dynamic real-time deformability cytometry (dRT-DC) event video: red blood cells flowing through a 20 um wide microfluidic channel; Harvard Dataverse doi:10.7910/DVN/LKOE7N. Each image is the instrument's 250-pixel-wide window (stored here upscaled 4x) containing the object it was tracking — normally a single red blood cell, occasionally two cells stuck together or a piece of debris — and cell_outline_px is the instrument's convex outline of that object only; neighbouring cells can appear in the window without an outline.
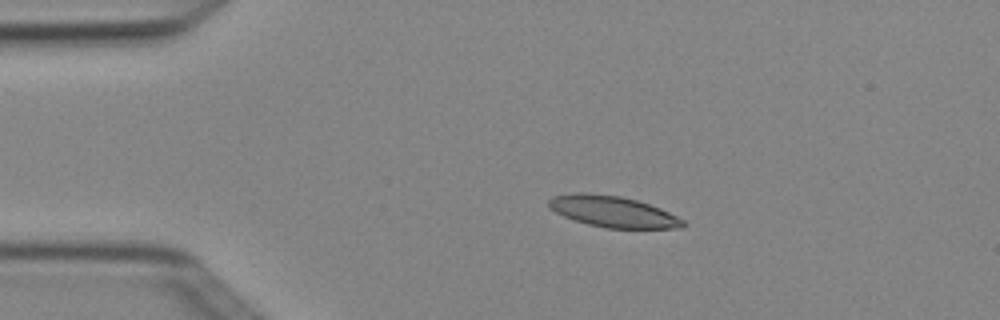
{"species": "Egyptian fruit bat (a non-hibernating species)", "species_latin": "Rousettus aegyptiacus", "temperature_condition": "cold", "stored_images_in_passage": 3, "camera_frame_rate_fps": 3000, "um_per_image_px": 0.085, "animal": {"sex": "female"}, "frame": {"image": 1, "passage_image": 2, "time_ms": 0.333, "image_size_px": [1000, 320], "cell_outline_px": [[688, 224], [684, 228], [608, 228], [588, 224], [564, 216], [548, 208], [548, 200], [552, 196], [576, 192], [588, 192], [620, 196], [636, 200], [660, 208], [684, 220]], "centroid_in_image_um": [52.09, 17.98], "position_along_channel_um": 32.9, "area_um2": 24.39}}